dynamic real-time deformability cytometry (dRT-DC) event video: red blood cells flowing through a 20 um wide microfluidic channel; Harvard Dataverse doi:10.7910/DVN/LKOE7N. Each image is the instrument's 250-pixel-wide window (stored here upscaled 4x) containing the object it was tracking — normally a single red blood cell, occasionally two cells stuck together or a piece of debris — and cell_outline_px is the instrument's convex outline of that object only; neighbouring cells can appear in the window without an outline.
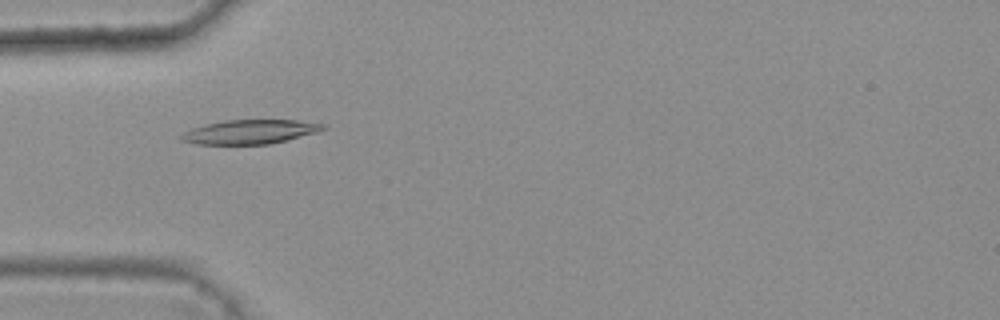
{"species": "common noctule bat (a hibernating species)", "species_latin": "Nyctalus noctula", "temperature_condition": "warm", "stored_images_in_passage": 35, "camera_frame_rate_fps": 3000, "um_per_image_px": 0.085, "animal": {"sex": "female", "body_mass_g": 25.1}, "frame": {"image": 1, "passage_image": 3, "time_ms": 0.667, "image_size_px": [1000, 320], "cell_outline_px": [[328, 128], [316, 132], [268, 144], [196, 144], [180, 140], [180, 136], [184, 132], [192, 128], [204, 124], [224, 120], [296, 120], [324, 124]], "centroid_in_image_um": [21.2, 11.2], "position_along_channel_um": 63.8, "area_um2": 19.77}}
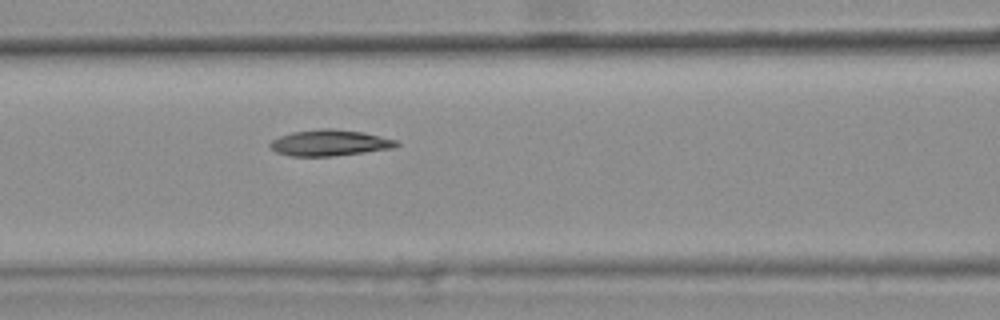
{"frame": {"image": 2, "passage_image": 9, "time_ms": 2.667, "image_size_px": [1000, 320], "cell_outline_px": [[400, 144], [392, 148], [364, 152], [332, 156], [292, 156], [276, 152], [268, 144], [272, 140], [280, 136], [292, 132], [320, 128], [332, 128], [364, 132], [400, 140]], "centroid_in_image_um": [28.06, 12.13], "position_along_channel_um": 138.5, "area_um2": 19.31}}
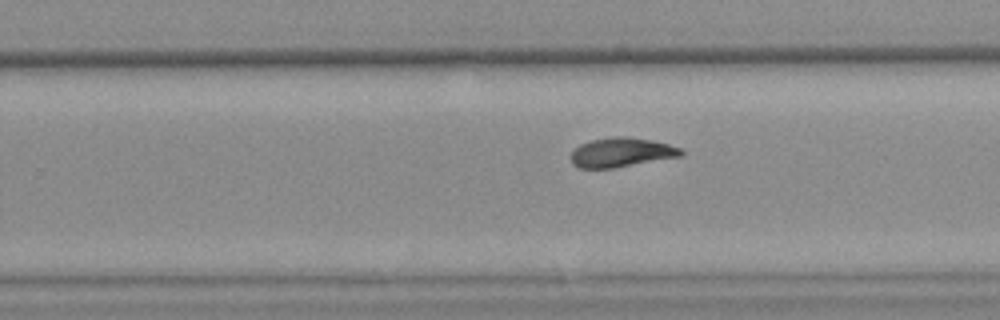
{"frame": {"image": 3, "passage_image": 20, "time_ms": 6.333, "image_size_px": [1000, 320], "cell_outline_px": [[684, 152], [680, 156], [612, 168], [580, 168], [572, 164], [572, 152], [580, 144], [592, 140], [612, 136], [624, 136], [652, 140], [668, 144], [680, 148]], "centroid_in_image_um": [52.8, 12.94], "position_along_channel_um": 277.0, "area_um2": 18.55}, "authors_computed_cell_mechanics": {"area_um2": 18.6116, "velocity_mm_per_s": 3.7856, "shape_relaxation_time_tau1_ms": 8.1912, "shape_relaxation_time_tau2_ms": 3.2216, "deformation_change_tau1": 0.2214, "deformation_change_tau2": 0.0857}}